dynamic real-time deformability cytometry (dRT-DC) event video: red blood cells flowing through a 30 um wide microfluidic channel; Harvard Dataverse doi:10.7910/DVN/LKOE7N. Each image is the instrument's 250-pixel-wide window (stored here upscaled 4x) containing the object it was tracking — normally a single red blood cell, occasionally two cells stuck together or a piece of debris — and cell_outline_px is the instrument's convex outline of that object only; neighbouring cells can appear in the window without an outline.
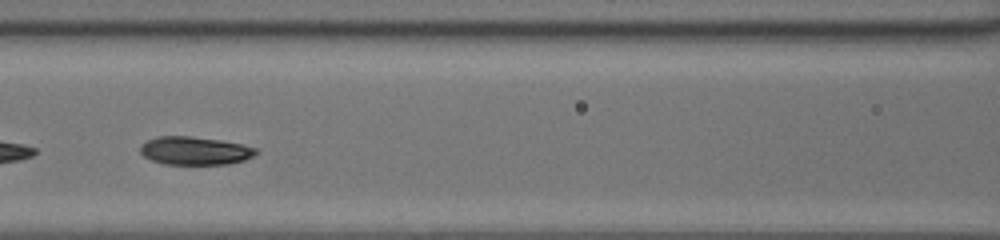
{"species": "common noctule bat (a hibernating species)", "species_latin": "Nyctalus noctula", "temperature_condition": "room temperature", "stored_images_in_passage": 39, "camera_frame_rate_fps": 3000, "um_per_image_px": 0.085, "animal": {"sex": "female", "body_mass_g": 20.0, "forearm_length_mm": 54.0}, "frame": {"image": 1, "passage_image": 14, "time_ms": 4.333, "image_size_px": [1000, 240], "cell_outline_px": [[260, 152], [244, 160], [228, 164], [164, 164], [152, 160], [144, 156], [140, 152], [140, 144], [156, 136], [192, 136], [220, 140], [244, 144], [260, 148]], "centroid_in_image_um": [16.6, 12.8], "position_along_channel_um": 150.0, "area_um2": 19.25}}
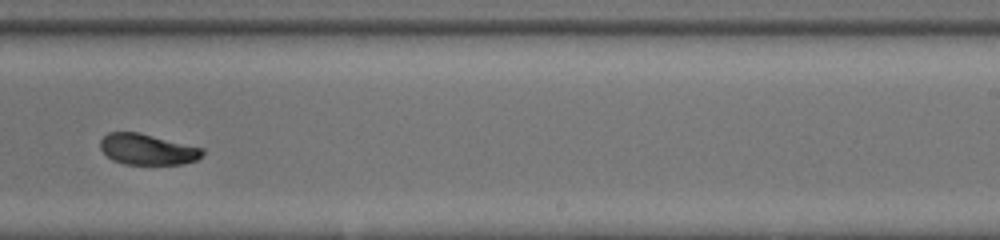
{"frame": {"image": 2, "passage_image": 23, "time_ms": 7.333, "image_size_px": [1000, 240], "cell_outline_px": [[204, 152], [196, 160], [184, 164], [124, 164], [112, 160], [100, 148], [100, 140], [108, 132], [140, 132], [204, 148]], "centroid_in_image_um": [12.53, 12.69], "position_along_channel_um": 276.5, "area_um2": 18.44}}
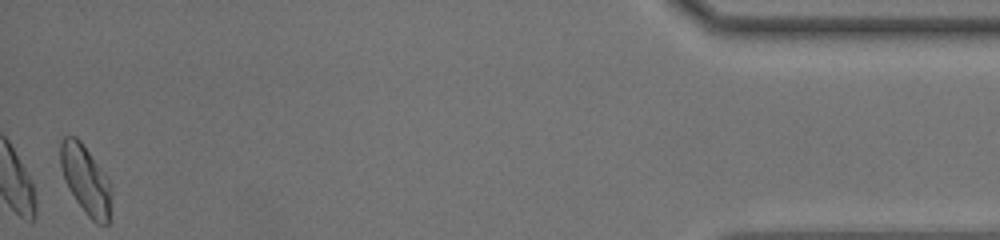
{"frame": {"image": 3, "passage_image": 39, "time_ms": 12.667, "image_size_px": [1000, 240], "cell_outline_px": [[112, 196], [108, 224], [96, 224], [84, 212], [68, 188], [64, 180], [60, 164], [60, 140], [64, 136], [76, 136], [80, 140], [104, 172], [112, 184]], "centroid_in_image_um": [7.29, 15.28], "position_along_channel_um": 427.9, "area_um2": 20.69}, "authors_computed_cell_mechanics": {"area_um2": 19.3052, "velocity_mm_per_s": 4.2284, "shape_relaxation_time_tau1_ms": 2.0396, "shape_relaxation_time_tau2_ms": 3.0292, "deformation_change_tau1": 0.1205, "deformation_change_tau2": 0.0867}}